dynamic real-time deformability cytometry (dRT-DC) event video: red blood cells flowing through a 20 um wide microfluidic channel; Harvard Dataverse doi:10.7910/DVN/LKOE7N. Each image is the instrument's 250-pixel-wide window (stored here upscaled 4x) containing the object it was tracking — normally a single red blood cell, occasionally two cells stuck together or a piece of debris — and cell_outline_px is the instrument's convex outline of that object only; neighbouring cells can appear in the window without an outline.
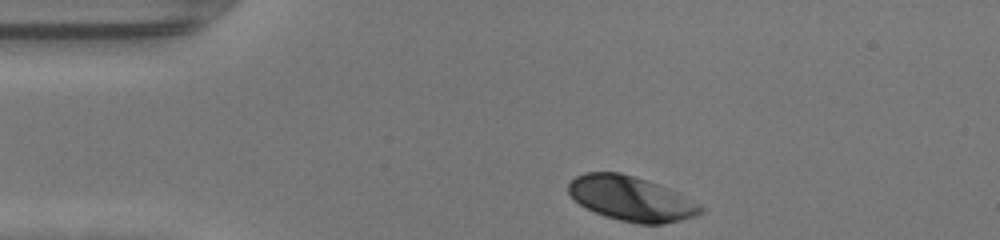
{"species": "human", "species_latin": "Homo sapiens", "temperature_condition": "warm", "stored_images_in_passage": 30, "camera_frame_rate_fps": 3000, "um_per_image_px": 0.085, "donor": {"sex": "female"}, "frame": {"image": 1, "passage_image": 1, "time_ms": 0.0, "image_size_px": [1000, 240], "cell_outline_px": [[704, 212], [696, 216], [680, 220], [660, 224], [640, 224], [620, 220], [604, 216], [580, 204], [568, 192], [568, 184], [576, 176], [584, 172], [620, 172], [660, 184], [700, 204], [704, 208]], "centroid_in_image_um": [53.67, 16.88], "position_along_channel_um": 31.3, "area_um2": 34.22}}
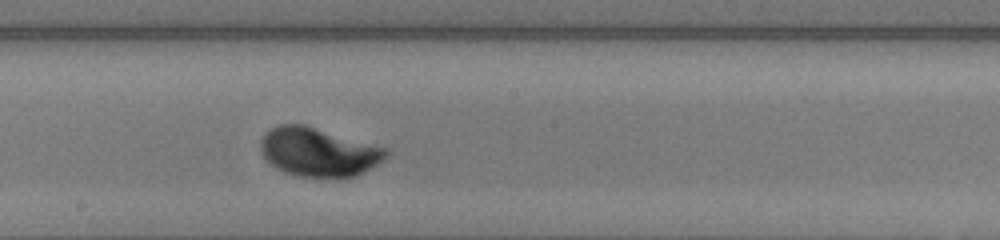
{"frame": {"image": 2, "passage_image": 18, "time_ms": 5.667, "image_size_px": [1000, 240], "cell_outline_px": [[388, 156], [384, 160], [356, 176], [296, 176], [284, 172], [276, 168], [260, 152], [260, 140], [264, 132], [280, 124], [304, 124], [384, 148], [388, 152]], "centroid_in_image_um": [27.01, 12.91], "position_along_channel_um": 221.2, "area_um2": 35.08}}
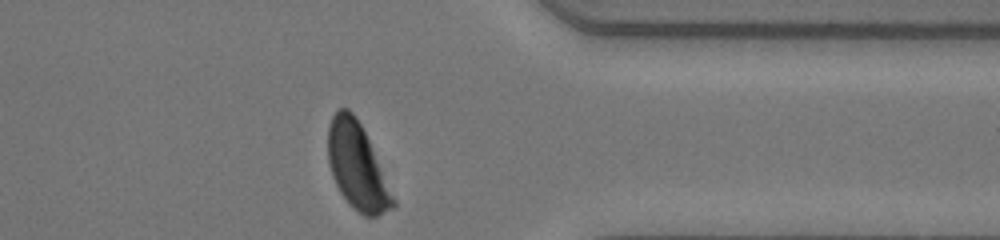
{"frame": {"image": 3, "passage_image": 30, "time_ms": 9.667, "image_size_px": [1000, 240], "cell_outline_px": [[396, 204], [392, 208], [376, 216], [364, 216], [352, 208], [348, 204], [340, 192], [332, 176], [328, 164], [328, 124], [332, 116], [340, 108], [348, 108], [352, 112], [360, 124], [368, 140], [396, 200]], "centroid_in_image_um": [30.33, 14.16], "position_along_channel_um": 381.1, "area_um2": 32.31}, "authors_computed_cell_mechanics": {"area_um2": 35.0268, "velocity_mm_per_s": 4.262, "shape_relaxation_time_tau1_ms": 1.8456, "shape_relaxation_time_tau2_ms": null, "deformation_change_tau1": 0.1631, "deformation_change_tau2": null}}